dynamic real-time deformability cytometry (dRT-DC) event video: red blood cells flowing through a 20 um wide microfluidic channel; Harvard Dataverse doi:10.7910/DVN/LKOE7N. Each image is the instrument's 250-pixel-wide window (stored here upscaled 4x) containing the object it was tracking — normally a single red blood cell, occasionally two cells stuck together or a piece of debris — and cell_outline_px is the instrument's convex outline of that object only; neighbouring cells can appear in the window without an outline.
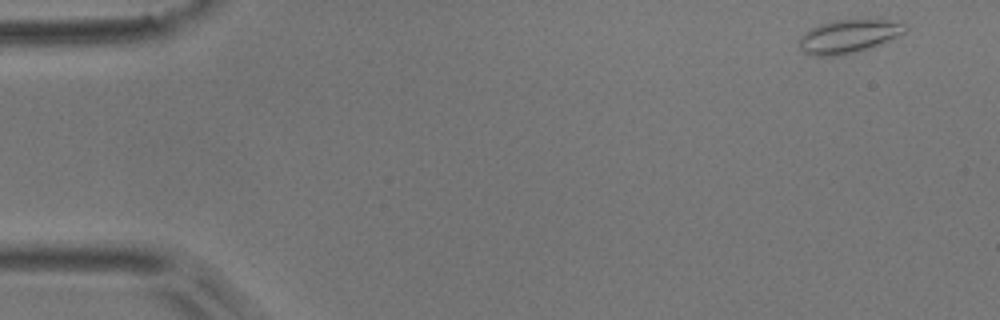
{"species": "common noctule bat (a hibernating species)", "species_latin": "Nyctalus noctula", "temperature_condition": "room temperature", "stored_images_in_passage": 5, "camera_frame_rate_fps": 3000, "um_per_image_px": 0.085, "animal": {"sex": "male", "body_mass_g": 17.9}, "frame": {"image": 1, "passage_image": 1, "time_ms": 0.0, "image_size_px": [1000, 320], "cell_outline_px": [[908, 28], [904, 32], [880, 44], [856, 52], [836, 56], [816, 56], [804, 52], [800, 48], [800, 36], [804, 32], [820, 24], [836, 20], [888, 20], [908, 24]], "centroid_in_image_um": [72.12, 3.09], "position_along_channel_um": 12.9, "area_um2": 20.35}}
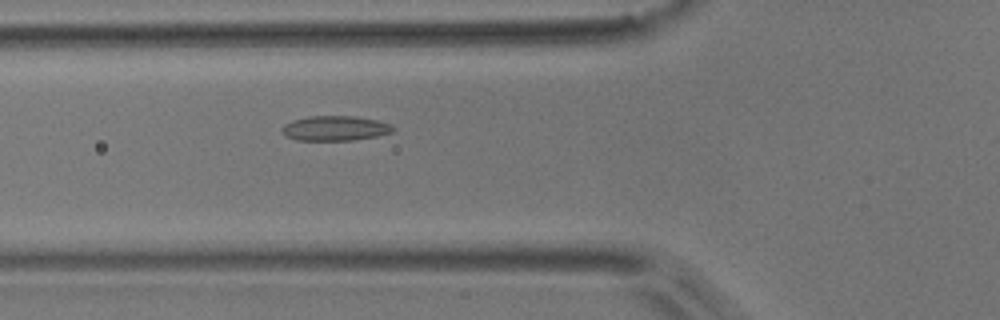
{"frame": {"image": 2, "passage_image": 5, "time_ms": 1.333, "image_size_px": [1000, 320], "cell_outline_px": [[396, 128], [392, 132], [376, 136], [356, 140], [296, 140], [280, 132], [280, 128], [284, 124], [292, 120], [308, 116], [356, 116], [376, 120], [392, 124]], "centroid_in_image_um": [28.48, 10.9], "position_along_channel_um": 97.3, "area_um2": 16.24}}